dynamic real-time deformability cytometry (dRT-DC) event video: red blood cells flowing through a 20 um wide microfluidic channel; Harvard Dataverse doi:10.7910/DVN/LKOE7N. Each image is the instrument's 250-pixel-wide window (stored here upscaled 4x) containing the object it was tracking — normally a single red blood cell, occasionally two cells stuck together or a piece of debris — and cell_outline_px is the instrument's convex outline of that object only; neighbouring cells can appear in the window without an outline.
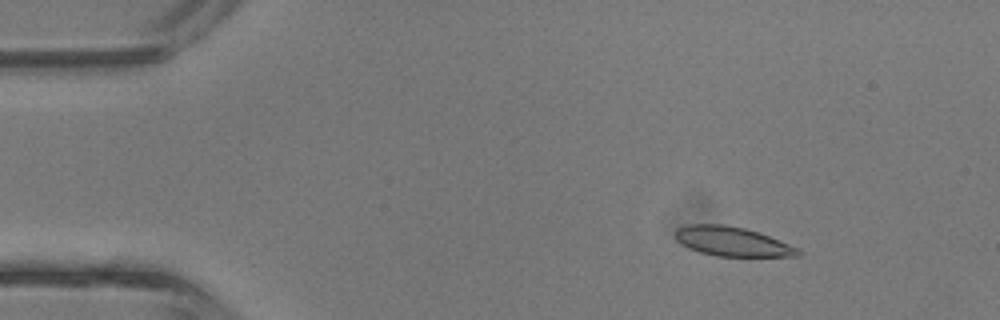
{"species": "common noctule bat (a hibernating species)", "species_latin": "Nyctalus noctula", "temperature_condition": "room temperature", "stored_images_in_passage": 4, "camera_frame_rate_fps": 3000, "um_per_image_px": 0.085, "animal": {"sex": "male", "body_mass_g": 13.3}, "frame": {"image": 1, "passage_image": 2, "time_ms": 0.333, "image_size_px": [1000, 320], "cell_outline_px": [[800, 256], [716, 256], [700, 252], [688, 248], [680, 244], [676, 240], [676, 228], [688, 224], [724, 224], [744, 228], [768, 236], [800, 248]], "centroid_in_image_um": [62.2, 20.52], "position_along_channel_um": 22.8, "area_um2": 20.92}}